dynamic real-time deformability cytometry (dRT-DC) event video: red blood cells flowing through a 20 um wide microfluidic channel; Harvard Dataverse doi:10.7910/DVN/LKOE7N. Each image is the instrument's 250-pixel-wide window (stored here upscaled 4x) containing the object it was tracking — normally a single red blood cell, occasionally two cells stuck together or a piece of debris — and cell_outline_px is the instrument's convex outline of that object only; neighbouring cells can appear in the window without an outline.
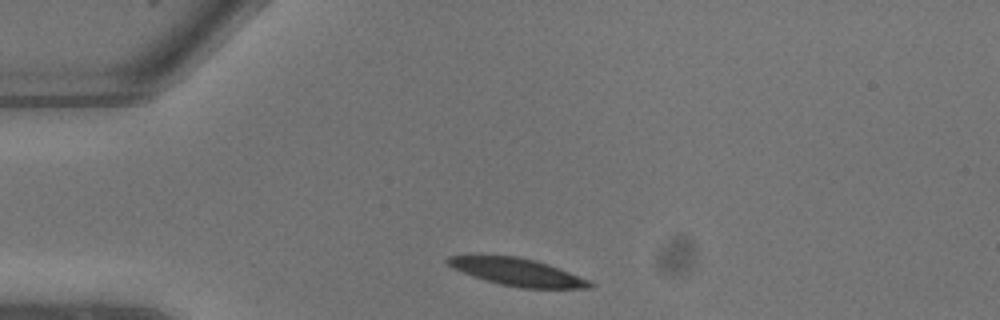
{"species": "common noctule bat (a hibernating species)", "species_latin": "Nyctalus noctula", "temperature_condition": "warm", "stored_images_in_passage": 5, "camera_frame_rate_fps": 3000, "um_per_image_px": 0.085, "animal": {"sex": "male", "body_mass_g": 13.3}, "frame": {"image": 1, "passage_image": 1, "time_ms": 0.0, "image_size_px": [1000, 320], "cell_outline_px": [[592, 288], [520, 288], [500, 284], [484, 280], [472, 276], [452, 268], [444, 260], [448, 256], [516, 256], [536, 260], [548, 264], [588, 280], [592, 284]], "centroid_in_image_um": [43.93, 23.13], "position_along_channel_um": 41.1, "area_um2": 22.43}}
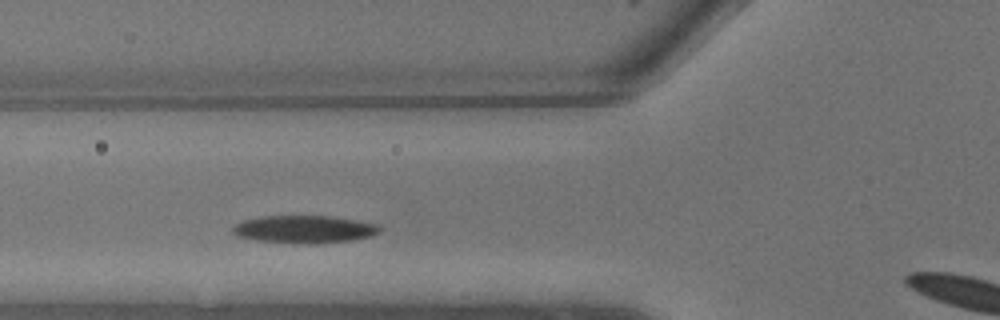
{"frame": {"image": 2, "passage_image": 4, "time_ms": 1.0, "image_size_px": [1000, 320], "cell_outline_px": [[384, 228], [380, 232], [372, 236], [352, 240], [316, 244], [292, 244], [260, 240], [236, 236], [232, 232], [232, 228], [236, 224], [244, 220], [260, 216], [332, 216], [356, 220], [376, 224]], "centroid_in_image_um": [25.9, 19.49], "position_along_channel_um": 99.9, "area_um2": 23.93}}